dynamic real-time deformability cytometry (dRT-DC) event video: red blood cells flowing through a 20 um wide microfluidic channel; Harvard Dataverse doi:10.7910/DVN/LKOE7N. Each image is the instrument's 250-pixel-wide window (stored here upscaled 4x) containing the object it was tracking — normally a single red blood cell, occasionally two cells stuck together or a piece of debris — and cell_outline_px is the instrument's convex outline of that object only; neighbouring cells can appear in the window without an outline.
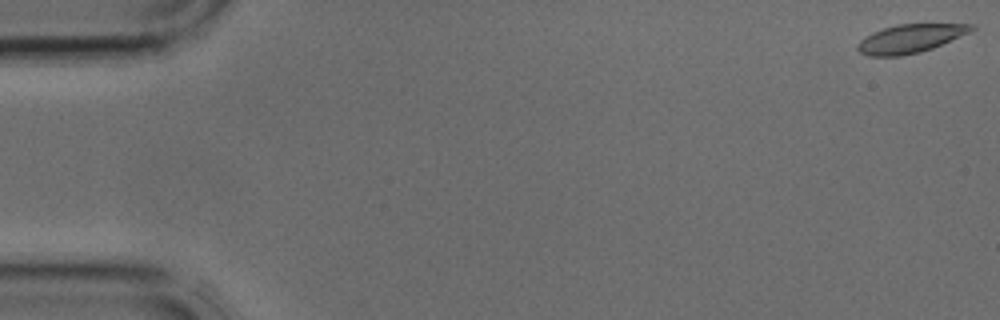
{"species": "common noctule bat (a hibernating species)", "species_latin": "Nyctalus noctula", "temperature_condition": "cold", "stored_images_in_passage": 6, "camera_frame_rate_fps": 3000, "um_per_image_px": 0.085, "animal": {"sex": "male", "body_mass_g": 17.9, "forearm_length_mm": 54.2}, "frame": {"image": 1, "passage_image": 1, "time_ms": 0.0, "image_size_px": [1000, 320], "cell_outline_px": [[976, 28], [968, 32], [932, 48], [920, 52], [900, 56], [868, 56], [860, 52], [856, 48], [856, 44], [860, 40], [872, 32], [896, 24], [976, 24]], "centroid_in_image_um": [77.32, 3.28], "position_along_channel_um": 7.7, "area_um2": 18.73}}